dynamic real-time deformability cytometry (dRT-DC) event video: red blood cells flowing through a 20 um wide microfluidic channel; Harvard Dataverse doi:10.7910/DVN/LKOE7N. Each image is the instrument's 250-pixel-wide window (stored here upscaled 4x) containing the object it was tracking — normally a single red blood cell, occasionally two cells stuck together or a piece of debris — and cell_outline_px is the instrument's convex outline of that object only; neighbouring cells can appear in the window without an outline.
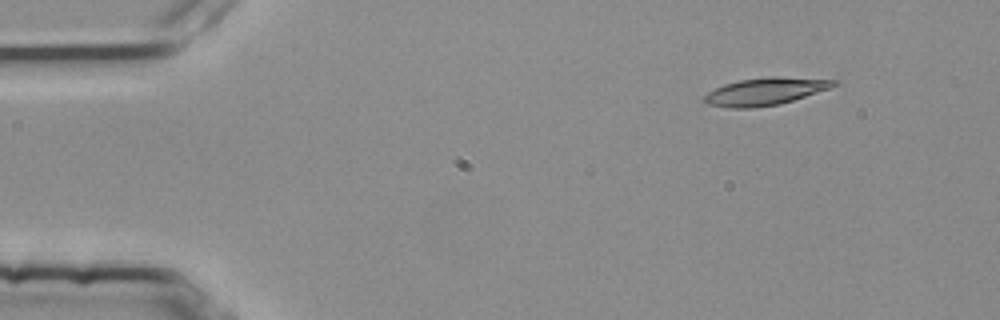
{"species": "common noctule bat (a hibernating species)", "species_latin": "Nyctalus noctula", "temperature_condition": "room temperature", "stored_images_in_passage": 3, "camera_frame_rate_fps": 3000, "um_per_image_px": 0.085, "animal": {"sex": "female", "body_mass_g": 25.1}, "frame": {"image": 1, "passage_image": 1, "time_ms": 0.0, "image_size_px": [1000, 320], "cell_outline_px": [[840, 84], [780, 104], [752, 108], [728, 108], [708, 104], [700, 100], [700, 96], [724, 84], [740, 80], [772, 76], [840, 80]], "centroid_in_image_um": [64.99, 7.77], "position_along_channel_um": 20.0, "area_um2": 20.69}}
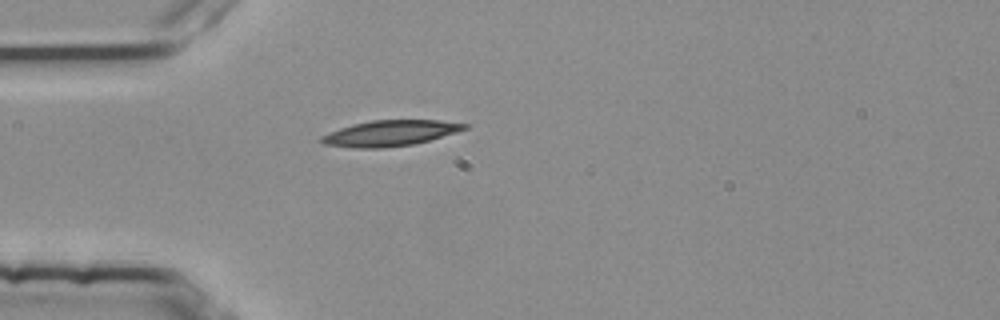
{"frame": {"image": 2, "passage_image": 3, "time_ms": 0.667, "image_size_px": [1000, 320], "cell_outline_px": [[468, 128], [456, 132], [428, 140], [412, 144], [380, 148], [352, 148], [324, 144], [316, 140], [320, 136], [340, 128], [352, 124], [372, 120], [436, 120], [468, 124]], "centroid_in_image_um": [33.09, 11.32], "position_along_channel_um": 51.9, "area_um2": 21.33}}